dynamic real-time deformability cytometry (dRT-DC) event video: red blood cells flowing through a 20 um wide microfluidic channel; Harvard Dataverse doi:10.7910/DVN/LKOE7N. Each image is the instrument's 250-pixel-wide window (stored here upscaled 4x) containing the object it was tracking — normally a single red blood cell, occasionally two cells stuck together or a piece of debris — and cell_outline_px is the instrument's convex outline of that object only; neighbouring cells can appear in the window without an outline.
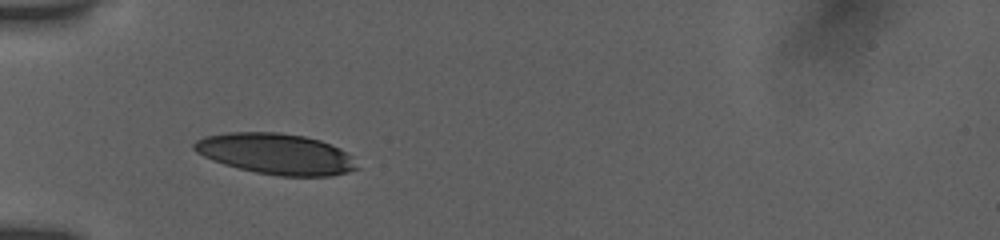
{"species": "human", "species_latin": "Homo sapiens", "temperature_condition": "room temperature", "stored_images_in_passage": 34, "camera_frame_rate_fps": 3000, "um_per_image_px": 0.085, "donor": {"sex": "female"}, "frame": {"image": 1, "passage_image": 1, "time_ms": 0.0, "image_size_px": [1000, 240], "cell_outline_px": [[360, 168], [348, 172], [332, 176], [280, 176], [256, 172], [224, 164], [212, 160], [196, 152], [192, 148], [192, 144], [196, 140], [204, 136], [228, 132], [280, 132], [304, 136], [320, 140], [340, 148], [352, 156]], "centroid_in_image_um": [23.47, 13.07], "position_along_channel_um": 61.5, "area_um2": 38.96}}
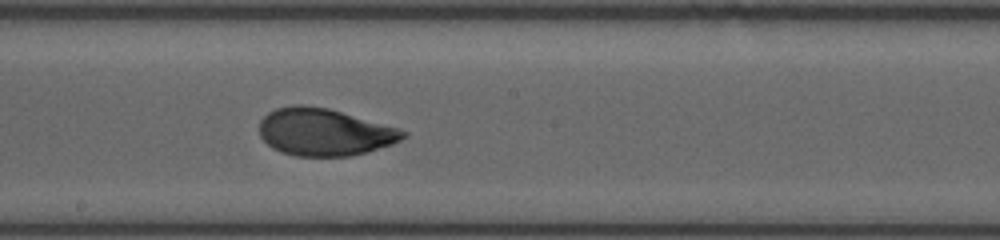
{"frame": {"image": 2, "passage_image": 19, "time_ms": 4.333, "image_size_px": [1000, 240], "cell_outline_px": [[408, 136], [392, 144], [368, 152], [352, 156], [296, 156], [280, 152], [272, 148], [260, 136], [260, 120], [268, 112], [276, 108], [296, 104], [304, 104], [328, 108], [400, 128], [408, 132]], "centroid_in_image_um": [27.59, 11.22], "position_along_channel_um": 220.6, "area_um2": 39.88}}
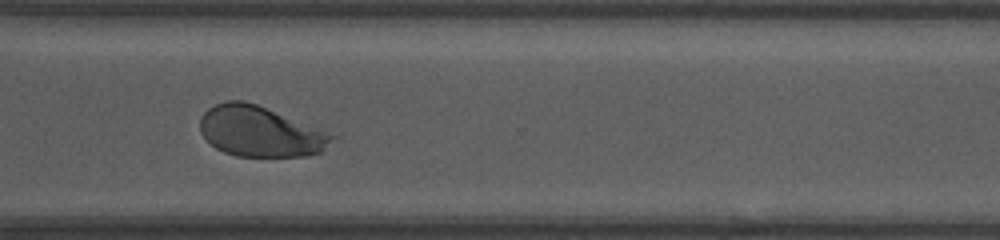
{"frame": {"image": 3, "passage_image": 33, "time_ms": 7.667, "image_size_px": [1000, 240], "cell_outline_px": [[340, 136], [320, 152], [308, 156], [236, 156], [224, 152], [216, 148], [200, 132], [200, 116], [208, 108], [224, 100], [244, 100], [256, 104]], "centroid_in_image_um": [22.13, 11.17], "position_along_channel_um": 348.5, "area_um2": 38.9}}